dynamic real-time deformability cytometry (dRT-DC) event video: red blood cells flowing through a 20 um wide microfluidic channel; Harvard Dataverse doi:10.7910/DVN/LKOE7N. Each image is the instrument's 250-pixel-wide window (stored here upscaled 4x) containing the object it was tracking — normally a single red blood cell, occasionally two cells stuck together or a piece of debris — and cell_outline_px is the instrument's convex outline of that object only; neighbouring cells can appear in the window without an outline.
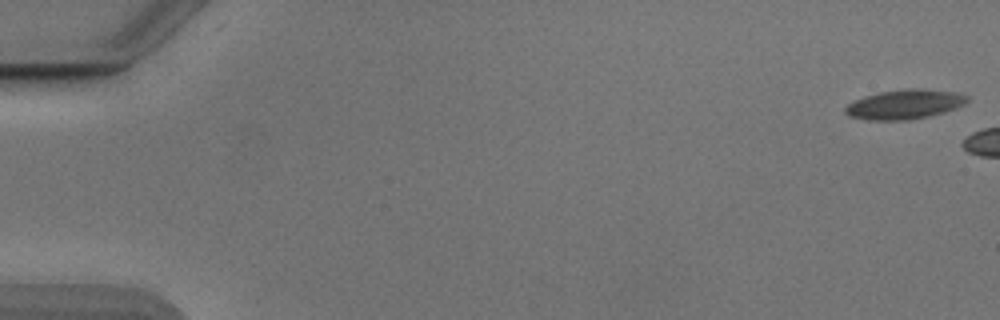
{"species": "Egyptian fruit bat (a non-hibernating species)", "species_latin": "Rousettus aegyptiacus", "temperature_condition": "cold", "stored_images_in_passage": 7, "camera_frame_rate_fps": 3000, "um_per_image_px": 0.085, "animal": {"sex": "male"}, "frame": {"image": 1, "passage_image": 1, "time_ms": 0.0, "image_size_px": [1000, 320], "cell_outline_px": [[968, 100], [964, 104], [956, 108], [944, 112], [912, 120], [868, 120], [848, 116], [844, 112], [844, 108], [848, 104], [864, 96], [880, 92], [904, 88], [920, 88], [952, 92], [968, 96]], "centroid_in_image_um": [76.87, 8.87], "position_along_channel_um": 8.1, "area_um2": 20.98}}